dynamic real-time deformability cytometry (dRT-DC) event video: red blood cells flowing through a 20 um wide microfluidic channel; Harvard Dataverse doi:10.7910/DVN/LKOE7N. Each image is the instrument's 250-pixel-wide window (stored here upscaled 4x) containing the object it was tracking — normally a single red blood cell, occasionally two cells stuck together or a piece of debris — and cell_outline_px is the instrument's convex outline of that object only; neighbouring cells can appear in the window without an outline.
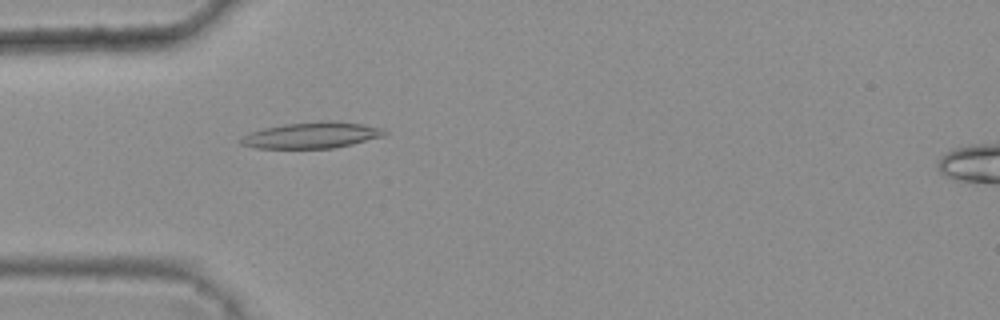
{"species": "common noctule bat (a hibernating species)", "species_latin": "Nyctalus noctula", "temperature_condition": "warm", "stored_images_in_passage": 48, "camera_frame_rate_fps": 3000, "um_per_image_px": 0.085, "animal": {"sex": "female", "body_mass_g": 25.1}, "frame": {"image": 1, "passage_image": 16, "time_ms": 5.0, "image_size_px": [1000, 320], "cell_outline_px": [[388, 132], [384, 136], [352, 144], [332, 148], [256, 148], [240, 144], [240, 140], [244, 136], [252, 132], [264, 128], [284, 124], [328, 120], [332, 120], [364, 124], [384, 128]], "centroid_in_image_um": [26.56, 11.48], "position_along_channel_um": 58.4, "area_um2": 21.85}}
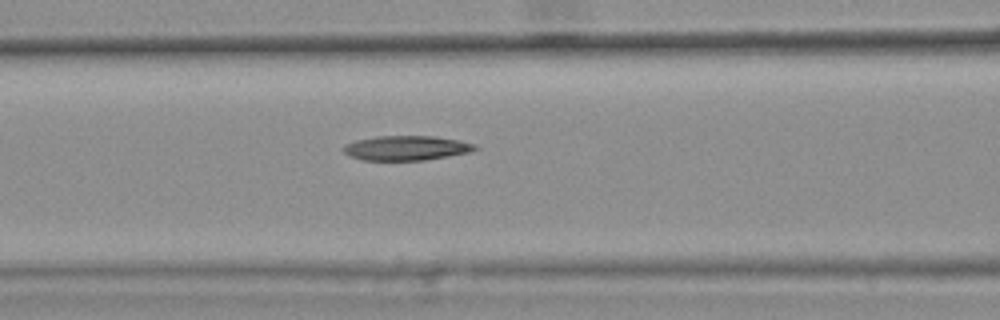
{"frame": {"image": 2, "passage_image": 22, "time_ms": 7.0, "image_size_px": [1000, 320], "cell_outline_px": [[480, 148], [472, 152], [424, 160], [360, 160], [348, 156], [340, 148], [344, 144], [356, 140], [376, 136], [436, 136], [460, 140], [476, 144]], "centroid_in_image_um": [34.53, 12.58], "position_along_channel_um": 132.1, "area_um2": 19.25}}
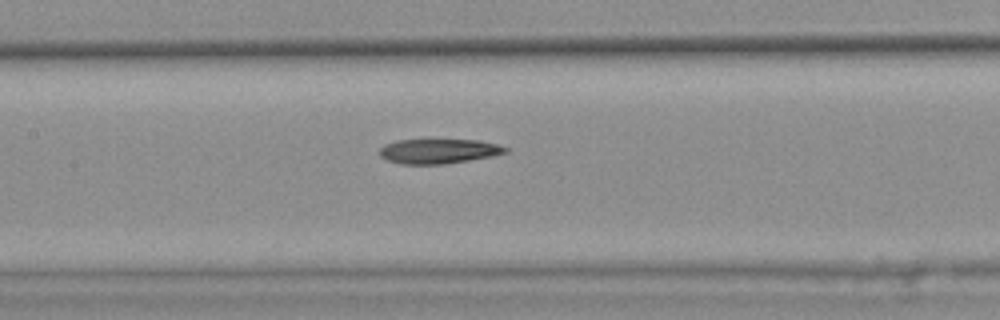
{"frame": {"image": 3, "passage_image": 25, "time_ms": 8.0, "image_size_px": [1000, 320], "cell_outline_px": [[508, 152], [492, 156], [444, 164], [400, 164], [388, 160], [380, 156], [380, 148], [384, 144], [396, 140], [476, 140], [496, 144], [508, 148]], "centroid_in_image_um": [37.25, 12.85], "position_along_channel_um": 170.1, "area_um2": 17.98}, "authors_computed_cell_mechanics": {"area_um2": 19.3341, "velocity_mm_per_s": 3.8066, "shape_relaxation_time_tau1_ms": null, "shape_relaxation_time_tau2_ms": 10.544, "deformation_change_tau1": null, "deformation_change_tau2": 0.2528}}